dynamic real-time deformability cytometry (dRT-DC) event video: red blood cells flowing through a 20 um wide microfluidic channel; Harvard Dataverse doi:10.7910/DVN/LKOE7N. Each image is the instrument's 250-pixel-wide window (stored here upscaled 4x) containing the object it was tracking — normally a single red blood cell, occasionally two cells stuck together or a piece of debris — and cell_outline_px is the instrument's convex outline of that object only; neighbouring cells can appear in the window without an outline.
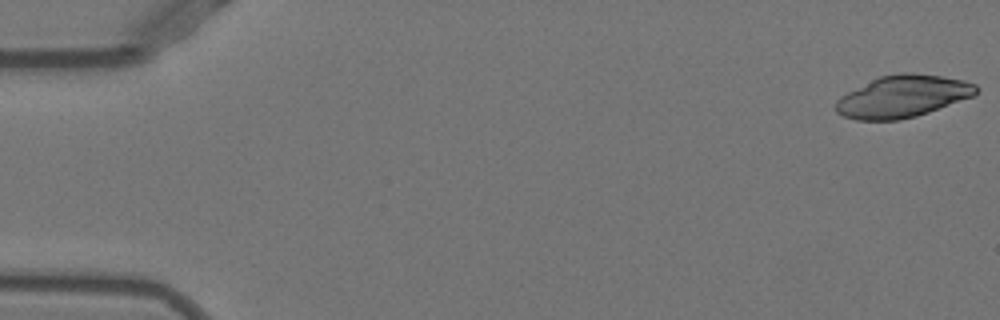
{"species": "Egyptian fruit bat (a non-hibernating species)", "species_latin": "Rousettus aegyptiacus", "temperature_condition": "warm", "stored_images_in_passage": 51, "camera_frame_rate_fps": 3000, "um_per_image_px": 0.085, "animal": {"sex": "female"}, "frame": {"image": 1, "passage_image": 1, "time_ms": 0.0, "image_size_px": [1000, 320], "cell_outline_px": [[980, 88], [972, 96], [928, 112], [916, 116], [900, 120], [856, 120], [844, 116], [836, 112], [836, 100], [840, 96], [880, 76], [900, 72], [912, 72], [940, 76], [964, 80], [976, 84]], "centroid_in_image_um": [76.72, 8.19], "position_along_channel_um": 8.3, "area_um2": 34.16}}